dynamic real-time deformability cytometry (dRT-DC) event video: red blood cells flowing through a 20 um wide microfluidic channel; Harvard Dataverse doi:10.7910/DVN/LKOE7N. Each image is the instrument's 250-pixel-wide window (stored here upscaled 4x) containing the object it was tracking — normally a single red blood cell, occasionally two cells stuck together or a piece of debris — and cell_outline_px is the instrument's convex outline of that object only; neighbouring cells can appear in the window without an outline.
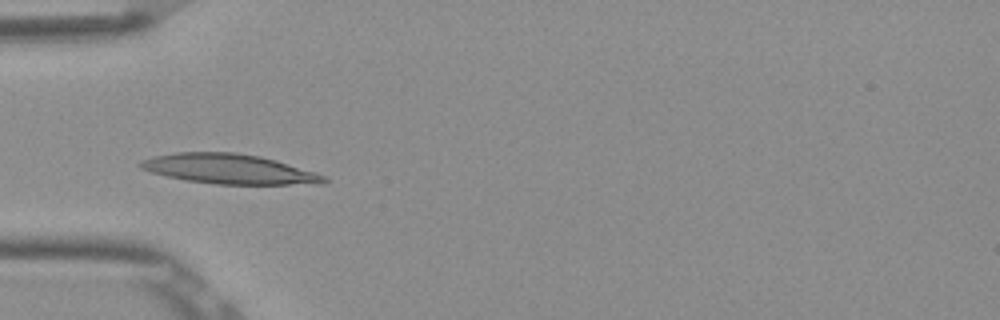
{"species": "Egyptian fruit bat (a non-hibernating species)", "species_latin": "Rousettus aegyptiacus", "temperature_condition": "room temperature", "stored_images_in_passage": 4, "camera_frame_rate_fps": 3000, "um_per_image_px": 0.085, "frame": {"image": 1, "passage_image": 4, "time_ms": 1.0, "image_size_px": [1000, 320], "cell_outline_px": [[328, 180], [324, 184], [216, 184], [184, 180], [152, 172], [140, 168], [136, 164], [140, 160], [152, 156], [176, 152], [236, 152], [260, 156], [276, 160], [316, 172], [328, 176]], "centroid_in_image_um": [19.48, 14.36], "position_along_channel_um": 65.5, "area_um2": 32.14}}